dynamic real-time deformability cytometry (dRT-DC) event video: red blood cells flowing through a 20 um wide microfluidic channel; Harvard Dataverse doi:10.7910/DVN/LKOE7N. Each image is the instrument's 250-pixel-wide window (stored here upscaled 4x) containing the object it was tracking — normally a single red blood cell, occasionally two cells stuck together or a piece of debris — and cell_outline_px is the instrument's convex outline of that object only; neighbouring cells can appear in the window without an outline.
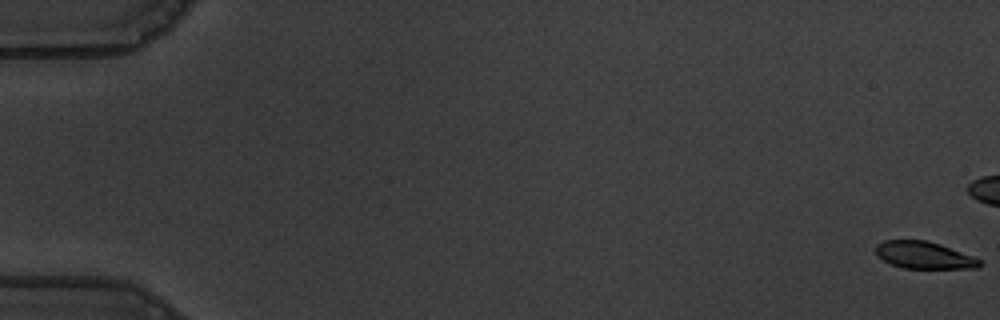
{"species": "common noctule bat (a hibernating species)", "species_latin": "Nyctalus noctula", "temperature_condition": "warm", "stored_images_in_passage": 47, "camera_frame_rate_fps": 3000, "um_per_image_px": 0.085, "animal": {"sex": "male", "body_mass_g": 19.5, "forearm_length_mm": 54.6}, "frame": {"image": 1, "passage_image": 1, "time_ms": 0.0, "image_size_px": [1000, 320], "cell_outline_px": [[984, 264], [980, 268], [904, 268], [892, 264], [884, 260], [876, 252], [876, 244], [884, 240], [928, 240], [940, 244], [972, 256], [980, 260]], "centroid_in_image_um": [78.57, 21.68], "position_along_channel_um": 6.4, "area_um2": 16.3}}